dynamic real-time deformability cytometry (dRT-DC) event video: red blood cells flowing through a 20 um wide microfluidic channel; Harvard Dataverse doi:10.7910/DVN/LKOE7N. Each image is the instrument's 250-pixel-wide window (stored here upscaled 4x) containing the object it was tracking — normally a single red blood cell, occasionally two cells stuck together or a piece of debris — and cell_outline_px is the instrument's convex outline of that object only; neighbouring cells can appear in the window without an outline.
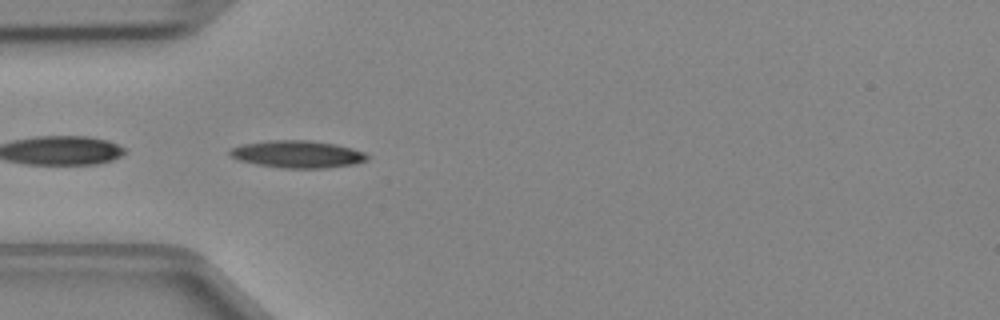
{"species": "Egyptian fruit bat (a non-hibernating species)", "species_latin": "Rousettus aegyptiacus", "temperature_condition": "cold", "stored_images_in_passage": 20, "camera_frame_rate_fps": 3000, "um_per_image_px": 0.085, "animal": {"sex": "female"}, "frame": {"image": 1, "passage_image": 1, "time_ms": 0.0, "image_size_px": [1000, 320], "cell_outline_px": [[368, 160], [352, 164], [324, 168], [284, 168], [256, 164], [240, 160], [232, 156], [228, 152], [232, 148], [240, 144], [268, 140], [308, 140], [336, 144], [352, 148], [364, 152], [368, 156]], "centroid_in_image_um": [25.28, 13.1], "position_along_channel_um": 59.7, "area_um2": 21.73}}